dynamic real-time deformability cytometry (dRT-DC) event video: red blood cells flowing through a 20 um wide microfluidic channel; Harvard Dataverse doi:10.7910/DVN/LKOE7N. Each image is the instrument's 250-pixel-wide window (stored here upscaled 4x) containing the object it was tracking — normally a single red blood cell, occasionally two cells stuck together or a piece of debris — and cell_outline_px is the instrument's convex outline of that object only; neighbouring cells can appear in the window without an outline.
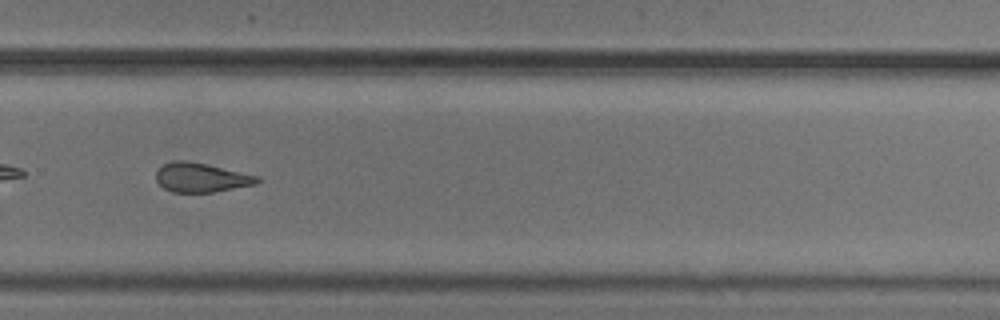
{"species": "common noctule bat (a hibernating species)", "species_latin": "Nyctalus noctula", "temperature_condition": "cold", "stored_images_in_passage": 40, "camera_frame_rate_fps": 3000, "um_per_image_px": 0.085, "animal": {"sex": "male", "body_mass_g": 20.5, "forearm_length_mm": 52.5}, "frame": {"image": 1, "passage_image": 23, "time_ms": 7.333, "image_size_px": [1000, 320], "cell_outline_px": [[260, 180], [256, 184], [212, 192], [172, 192], [164, 188], [156, 180], [156, 172], [164, 164], [172, 160], [184, 160], [208, 164], [260, 176]], "centroid_in_image_um": [17.1, 15.08], "position_along_channel_um": 312.7, "area_um2": 17.22}, "authors_computed_cell_mechanics": {"area_um2": 18.4382, "velocity_mm_per_s": 3.7099, "shape_relaxation_time_tau1_ms": 3.8698, "shape_relaxation_time_tau2_ms": 2.801, "deformation_change_tau1": 0.1271, "deformation_change_tau2": 0.1187}}